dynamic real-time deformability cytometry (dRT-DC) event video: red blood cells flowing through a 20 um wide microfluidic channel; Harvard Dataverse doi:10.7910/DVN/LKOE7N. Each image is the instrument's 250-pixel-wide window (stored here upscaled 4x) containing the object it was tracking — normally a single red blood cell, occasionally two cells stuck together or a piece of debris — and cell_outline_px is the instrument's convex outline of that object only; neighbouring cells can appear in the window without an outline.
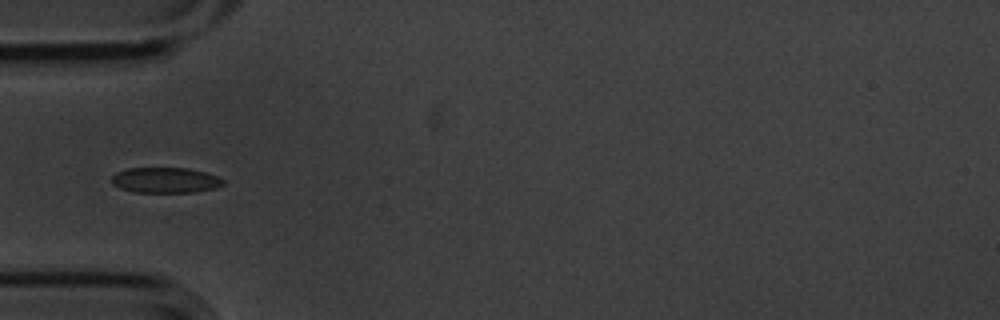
{"species": "common noctule bat (a hibernating species)", "species_latin": "Nyctalus noctula", "temperature_condition": "cold", "stored_images_in_passage": 4, "camera_frame_rate_fps": 3000, "um_per_image_px": 0.085, "animal": {"sex": "male", "body_mass_g": 20.1, "forearm_length_mm": 53.5}, "frame": {"image": 1, "passage_image": 1, "time_ms": 0.0, "image_size_px": [1000, 320], "cell_outline_px": [[224, 184], [216, 188], [196, 192], [132, 192], [120, 188], [112, 184], [112, 176], [116, 172], [128, 168], [188, 168], [204, 172], [216, 176], [224, 180]], "centroid_in_image_um": [14.04, 15.32], "position_along_channel_um": 71.0, "area_um2": 16.59}}
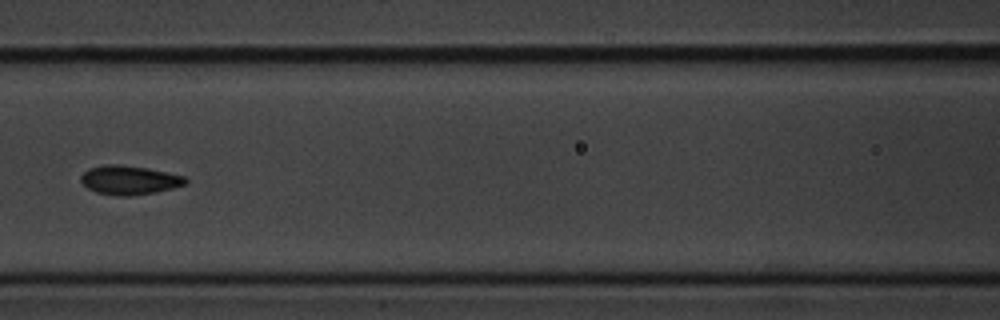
{"frame": {"image": 2, "passage_image": 3, "time_ms": 0.667, "image_size_px": [1000, 320], "cell_outline_px": [[188, 184], [156, 192], [128, 196], [120, 196], [96, 192], [88, 188], [80, 180], [80, 176], [88, 168], [104, 164], [116, 164], [148, 168], [184, 176], [188, 180]], "centroid_in_image_um": [10.99, 15.3], "position_along_channel_um": 155.6, "area_um2": 17.69}}
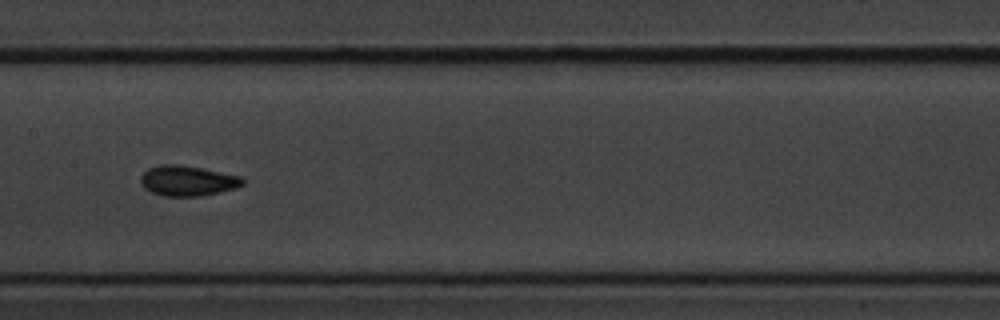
{"frame": {"image": 3, "passage_image": 4, "time_ms": 1.0, "image_size_px": [1000, 320], "cell_outline_px": [[244, 184], [236, 188], [200, 196], [164, 196], [152, 192], [144, 188], [140, 180], [140, 176], [148, 168], [164, 164], [176, 164], [200, 168], [240, 176], [244, 180]], "centroid_in_image_um": [15.92, 15.37], "position_along_channel_um": 191.5, "area_um2": 17.8}}